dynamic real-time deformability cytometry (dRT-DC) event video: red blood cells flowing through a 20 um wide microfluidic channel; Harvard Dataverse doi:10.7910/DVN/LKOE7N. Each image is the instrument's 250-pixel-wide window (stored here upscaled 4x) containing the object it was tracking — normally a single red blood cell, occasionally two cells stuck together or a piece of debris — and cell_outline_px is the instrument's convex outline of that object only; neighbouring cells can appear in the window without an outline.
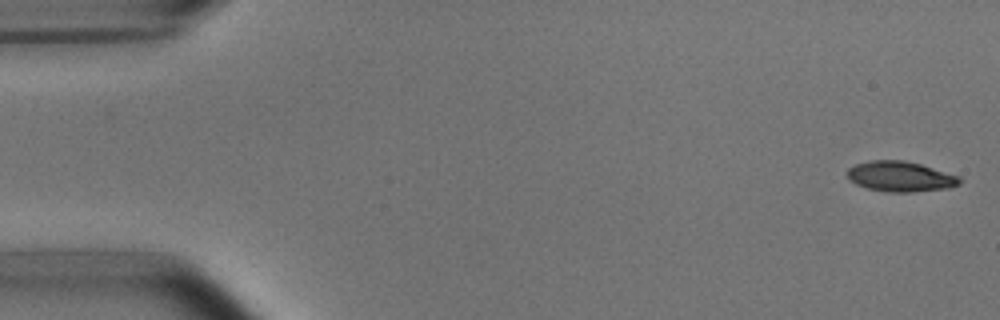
{"species": "common noctule bat (a hibernating species)", "species_latin": "Nyctalus noctula", "temperature_condition": "room temperature", "stored_images_in_passage": 5, "camera_frame_rate_fps": 3000, "um_per_image_px": 0.085, "animal": {"sex": "male", "body_mass_g": 15.6}, "frame": {"image": 1, "passage_image": 1, "time_ms": 0.0, "image_size_px": [1000, 320], "cell_outline_px": [[964, 180], [960, 184], [948, 188], [912, 192], [888, 192], [868, 188], [856, 184], [848, 180], [848, 168], [856, 164], [872, 160], [904, 160], [920, 164], [960, 176]], "centroid_in_image_um": [76.56, 15.0], "position_along_channel_um": 8.4, "area_um2": 19.88}}